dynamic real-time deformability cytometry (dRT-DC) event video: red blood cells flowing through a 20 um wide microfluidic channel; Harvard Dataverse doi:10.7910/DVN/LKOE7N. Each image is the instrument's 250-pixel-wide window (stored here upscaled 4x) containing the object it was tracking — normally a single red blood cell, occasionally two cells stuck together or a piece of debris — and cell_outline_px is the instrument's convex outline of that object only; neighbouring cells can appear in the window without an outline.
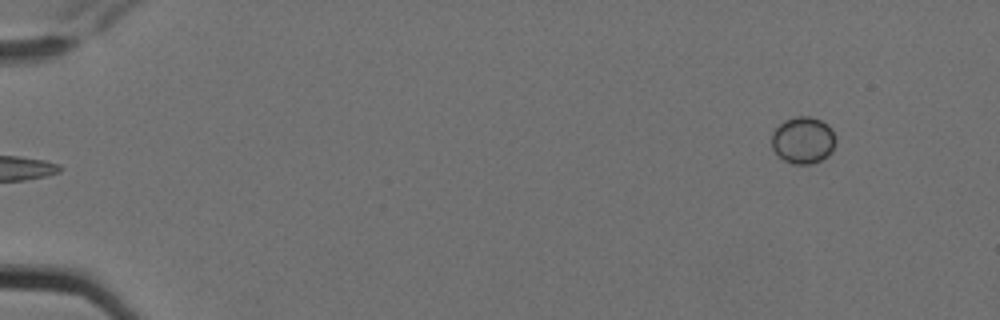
{"species": "Egyptian fruit bat (a non-hibernating species)", "species_latin": "Rousettus aegyptiacus", "temperature_condition": "cold", "stored_images_in_passage": 7, "camera_frame_rate_fps": 3000, "um_per_image_px": 0.085, "animal": {"sex": "female"}, "frame": {"image": 1, "passage_image": 7, "time_ms": 2.0, "image_size_px": [1000, 320], "cell_outline_px": [[836, 140], [832, 152], [828, 156], [812, 164], [792, 164], [784, 160], [772, 148], [772, 132], [784, 120], [796, 116], [808, 116], [820, 120], [828, 124], [832, 128], [836, 136]], "centroid_in_image_um": [68.29, 11.91], "position_along_channel_um": 16.7, "area_um2": 17.63}}